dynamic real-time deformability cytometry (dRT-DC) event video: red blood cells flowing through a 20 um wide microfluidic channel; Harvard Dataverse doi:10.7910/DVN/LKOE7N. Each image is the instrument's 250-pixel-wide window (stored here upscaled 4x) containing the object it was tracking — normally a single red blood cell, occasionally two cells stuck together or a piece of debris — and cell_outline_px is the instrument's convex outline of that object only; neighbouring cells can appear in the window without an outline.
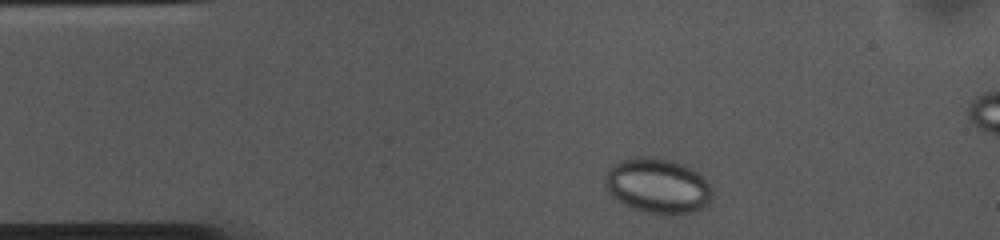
{"species": "common noctule bat (a hibernating species)", "species_latin": "Nyctalus noctula", "temperature_condition": "cold", "stored_images_in_passage": 39, "camera_frame_rate_fps": 3000, "um_per_image_px": 0.085, "animal": {"sex": "female", "body_mass_g": 10.0, "forearm_length_mm": 53.1}, "frame": {"image": 1, "passage_image": 2, "time_ms": 0.333, "image_size_px": [1000, 240], "cell_outline_px": [[712, 200], [704, 208], [692, 212], [668, 216], [648, 212], [624, 204], [616, 200], [604, 184], [604, 176], [612, 164], [636, 156], [652, 156], [672, 160], [684, 164], [692, 168], [712, 188]], "centroid_in_image_um": [55.91, 15.79], "position_along_channel_um": 29.1, "area_um2": 34.62}}
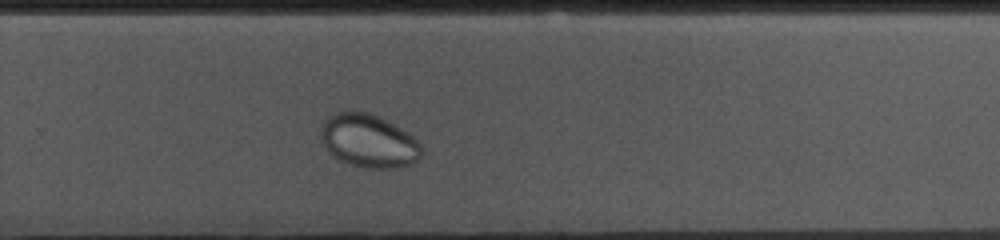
{"frame": {"image": 2, "passage_image": 28, "time_ms": 9.0, "image_size_px": [1000, 240], "cell_outline_px": [[420, 160], [412, 164], [396, 168], [368, 168], [352, 164], [340, 160], [324, 144], [320, 136], [320, 132], [324, 120], [328, 116], [336, 112], [356, 108], [368, 112], [408, 132], [420, 144]], "centroid_in_image_um": [31.33, 11.94], "position_along_channel_um": 298.5, "area_um2": 31.1}}
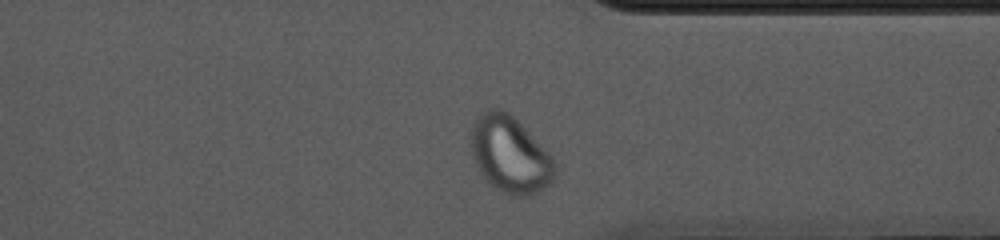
{"frame": {"image": 3, "passage_image": 34, "time_ms": 11.0, "image_size_px": [1000, 240], "cell_outline_px": [[556, 172], [552, 180], [544, 188], [536, 192], [524, 196], [512, 196], [496, 188], [480, 172], [472, 156], [468, 144], [472, 124], [476, 116], [488, 108], [504, 108], [552, 156], [556, 168]], "centroid_in_image_um": [43.3, 13.1], "position_along_channel_um": 368.1, "area_um2": 37.34}}